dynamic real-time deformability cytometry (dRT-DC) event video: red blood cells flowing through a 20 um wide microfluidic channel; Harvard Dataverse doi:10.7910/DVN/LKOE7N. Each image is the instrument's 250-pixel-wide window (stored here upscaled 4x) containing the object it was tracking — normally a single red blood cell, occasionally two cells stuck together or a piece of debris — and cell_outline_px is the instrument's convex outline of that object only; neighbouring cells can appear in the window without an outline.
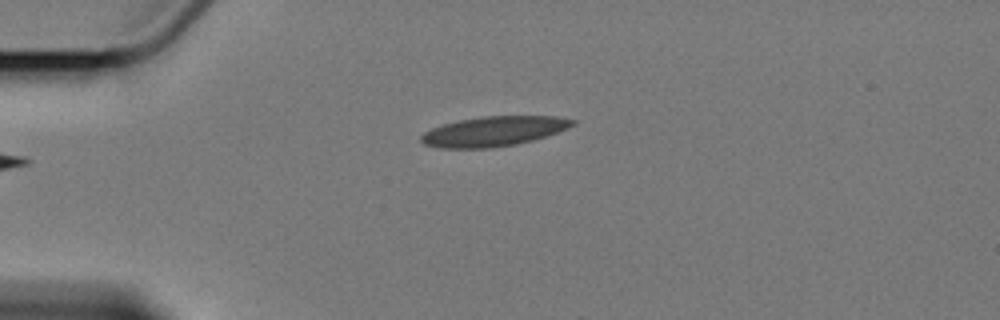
{"species": "Egyptian fruit bat (a non-hibernating species)", "species_latin": "Rousettus aegyptiacus", "temperature_condition": "cold", "stored_images_in_passage": 2, "camera_frame_rate_fps": 3000, "um_per_image_px": 0.085, "animal": {"sex": "female"}, "frame": {"image": 1, "passage_image": 1, "time_ms": 0.0, "image_size_px": [1000, 320], "cell_outline_px": [[576, 124], [568, 128], [532, 140], [516, 144], [492, 148], [440, 148], [424, 144], [420, 140], [420, 136], [424, 132], [432, 128], [444, 124], [460, 120], [480, 116], [556, 116], [576, 120]], "centroid_in_image_um": [41.95, 11.16], "position_along_channel_um": 43.0, "area_um2": 26.24}}